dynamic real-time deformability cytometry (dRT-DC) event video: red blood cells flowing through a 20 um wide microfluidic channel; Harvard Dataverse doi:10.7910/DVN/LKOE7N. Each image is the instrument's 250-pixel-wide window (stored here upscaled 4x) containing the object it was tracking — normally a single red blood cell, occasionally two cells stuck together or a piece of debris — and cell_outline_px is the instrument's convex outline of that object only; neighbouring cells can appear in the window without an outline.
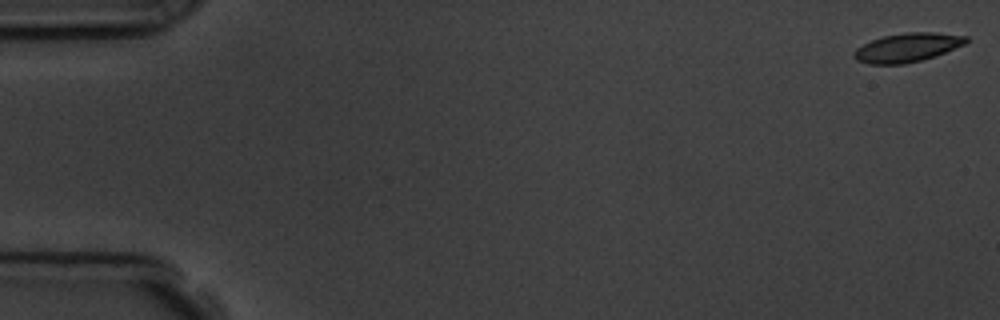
{"species": "common noctule bat (a hibernating species)", "species_latin": "Nyctalus noctula", "temperature_condition": "room temperature", "stored_images_in_passage": 16, "camera_frame_rate_fps": 3000, "um_per_image_px": 0.085, "animal": {"sex": "male", "body_mass_g": 19.5, "forearm_length_mm": 54.6}, "frame": {"image": 1, "passage_image": 1, "time_ms": 0.0, "image_size_px": [1000, 320], "cell_outline_px": [[968, 40], [964, 44], [936, 56], [904, 64], [868, 64], [856, 60], [852, 56], [852, 52], [856, 48], [872, 40], [884, 36], [908, 32], [932, 32], [968, 36]], "centroid_in_image_um": [77.09, 4.04], "position_along_channel_um": 7.9, "area_um2": 18.79}}
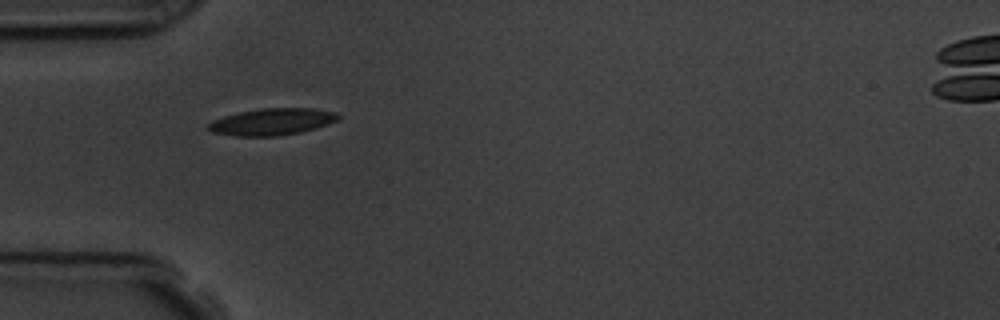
{"frame": {"image": 2, "passage_image": 5, "time_ms": 5.333, "image_size_px": [1000, 320], "cell_outline_px": [[340, 116], [336, 120], [328, 124], [316, 128], [300, 132], [276, 136], [236, 136], [212, 132], [204, 128], [212, 120], [224, 116], [240, 112], [260, 108], [312, 108], [336, 112]], "centroid_in_image_um": [23.09, 10.35], "position_along_channel_um": 61.9, "area_um2": 20.29}, "authors_computed_cell_mechanics": {"area_um2": 19.0451, "velocity_mm_per_s": 3.7425, "shape_relaxation_time_tau1_ms": 5.7721, "shape_relaxation_time_tau2_ms": 2.4006, "deformation_change_tau1": 0.1178, "deformation_change_tau2": 0.0593}}